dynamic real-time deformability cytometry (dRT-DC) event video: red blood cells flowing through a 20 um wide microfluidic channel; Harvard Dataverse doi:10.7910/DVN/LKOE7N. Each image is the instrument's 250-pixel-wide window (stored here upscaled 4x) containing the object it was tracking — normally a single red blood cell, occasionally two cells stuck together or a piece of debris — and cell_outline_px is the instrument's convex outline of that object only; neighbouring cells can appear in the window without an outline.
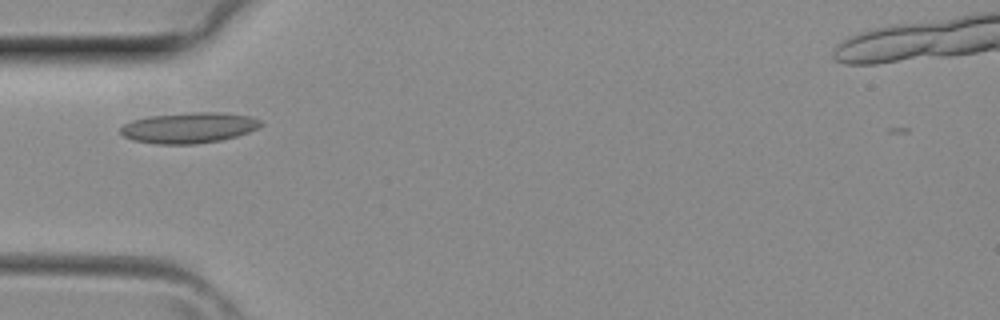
{"species": "common noctule bat (a hibernating species)", "species_latin": "Nyctalus noctula", "temperature_condition": "room temperature", "stored_images_in_passage": 36, "camera_frame_rate_fps": 3000, "um_per_image_px": 0.085, "animal": {"sex": "female", "body_mass_g": 29.2, "forearm_length_mm": 56.3}, "frame": {"image": 1, "passage_image": 8, "time_ms": 2.333, "image_size_px": [1000, 320], "cell_outline_px": [[264, 124], [260, 128], [236, 136], [220, 140], [196, 144], [156, 144], [132, 140], [124, 136], [120, 132], [120, 128], [124, 124], [132, 120], [148, 116], [192, 112], [220, 112], [252, 116], [260, 120]], "centroid_in_image_um": [16.08, 10.85], "position_along_channel_um": 68.9, "area_um2": 25.26}}
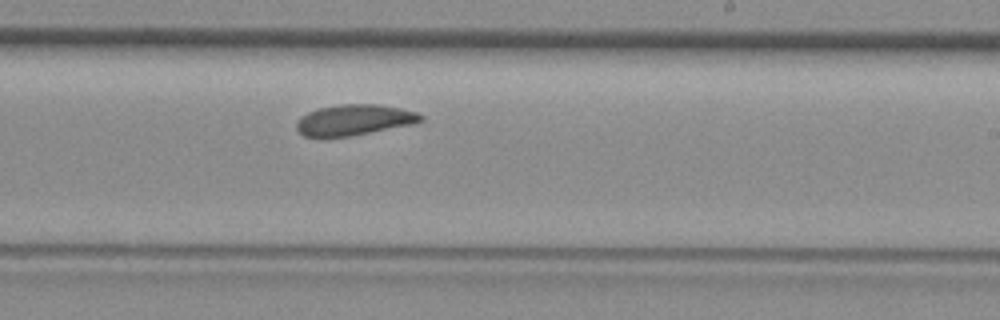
{"frame": {"image": 2, "passage_image": 19, "time_ms": 6.0, "image_size_px": [1000, 320], "cell_outline_px": [[424, 120], [416, 124], [348, 136], [304, 136], [296, 128], [296, 124], [300, 116], [308, 112], [320, 108], [340, 104], [380, 104], [400, 108], [416, 112], [424, 116]], "centroid_in_image_um": [30.16, 10.18], "position_along_channel_um": 258.8, "area_um2": 22.2}}
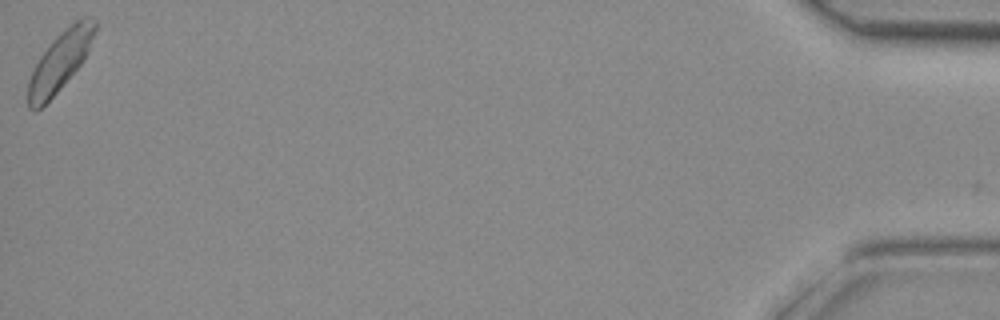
{"frame": {"image": 3, "passage_image": 35, "time_ms": 11.333, "image_size_px": [1000, 320], "cell_outline_px": [[96, 28], [88, 48], [80, 64], [56, 92], [36, 112], [32, 112], [28, 108], [28, 80], [40, 56], [52, 40], [56, 36], [76, 20], [84, 16], [92, 16], [96, 20]], "centroid_in_image_um": [5.07, 5.21], "position_along_channel_um": 430.1, "area_um2": 22.43}}